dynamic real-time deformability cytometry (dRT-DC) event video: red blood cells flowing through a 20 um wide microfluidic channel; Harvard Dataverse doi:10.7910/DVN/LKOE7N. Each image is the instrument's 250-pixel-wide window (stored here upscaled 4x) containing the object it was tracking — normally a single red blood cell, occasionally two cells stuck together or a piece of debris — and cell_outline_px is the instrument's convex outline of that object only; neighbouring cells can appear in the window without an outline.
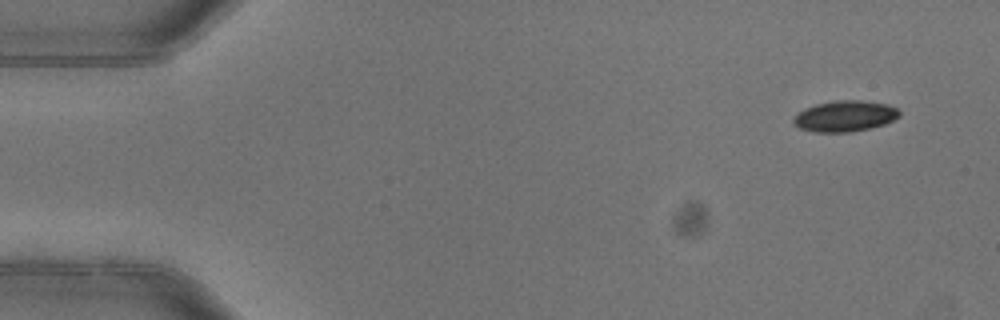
{"species": "common noctule bat (a hibernating species)", "species_latin": "Nyctalus noctula", "temperature_condition": "warm", "stored_images_in_passage": 6, "camera_frame_rate_fps": 3000, "um_per_image_px": 0.085, "animal": {"sex": "female"}, "frame": {"image": 1, "passage_image": 1, "time_ms": 0.0, "image_size_px": [1000, 320], "cell_outline_px": [[900, 116], [884, 124], [872, 128], [848, 132], [816, 132], [800, 128], [792, 124], [792, 120], [804, 108], [816, 104], [836, 100], [860, 100], [888, 104], [896, 108], [900, 112]], "centroid_in_image_um": [71.82, 9.87], "position_along_channel_um": 13.2, "area_um2": 19.07}}
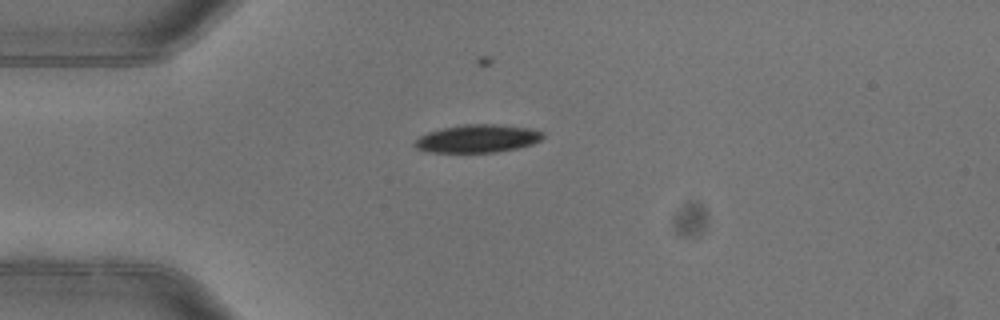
{"frame": {"image": 2, "passage_image": 4, "time_ms": 1.0, "image_size_px": [1000, 320], "cell_outline_px": [[544, 136], [540, 140], [532, 144], [516, 148], [496, 152], [432, 152], [416, 148], [412, 144], [420, 136], [428, 132], [444, 128], [464, 124], [492, 124], [528, 128], [544, 132]], "centroid_in_image_um": [40.59, 11.78], "position_along_channel_um": 44.4, "area_um2": 20.63}}
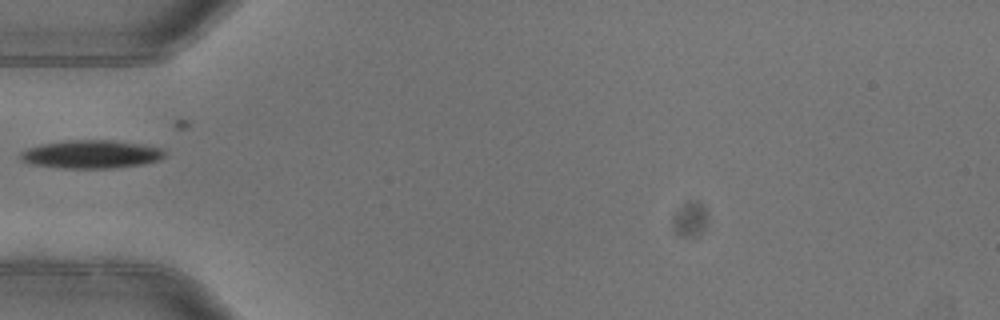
{"frame": {"image": 3, "passage_image": 5, "time_ms": 1.333, "image_size_px": [1000, 320], "cell_outline_px": [[168, 152], [160, 160], [144, 164], [112, 168], [64, 168], [32, 164], [20, 160], [20, 152], [28, 148], [40, 144], [64, 140], [112, 140], [140, 144], [164, 148]], "centroid_in_image_um": [7.78, 13.1], "position_along_channel_um": 77.2, "area_um2": 23.93}}